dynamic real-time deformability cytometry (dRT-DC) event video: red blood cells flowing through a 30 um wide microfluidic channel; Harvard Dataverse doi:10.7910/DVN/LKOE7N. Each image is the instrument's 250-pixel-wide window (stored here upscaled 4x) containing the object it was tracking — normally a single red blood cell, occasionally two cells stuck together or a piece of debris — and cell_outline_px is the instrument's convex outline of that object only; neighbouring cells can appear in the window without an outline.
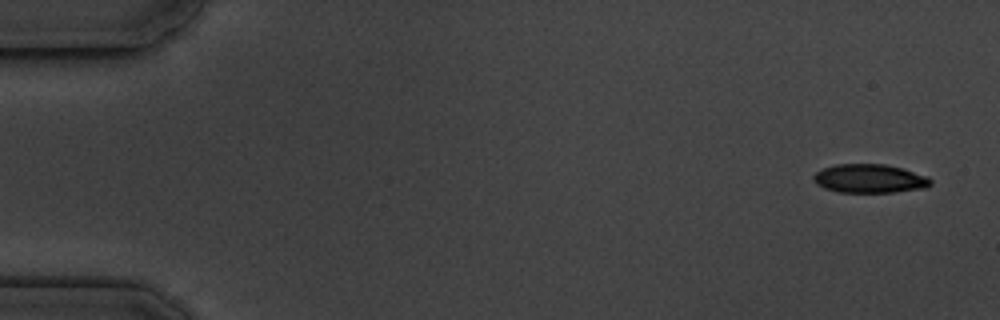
{"species": "common noctule bat (a hibernating species)", "species_latin": "Nyctalus noctula", "temperature_condition": "cold", "stored_images_in_passage": 5, "camera_frame_rate_fps": 3000, "um_per_image_px": 0.085, "animal": {"sex": "male", "body_mass_g": 19.5, "forearm_length_mm": 54.6}, "frame": {"image": 1, "passage_image": 1, "time_ms": 0.0, "image_size_px": [1000, 320], "cell_outline_px": [[932, 184], [924, 188], [892, 192], [840, 192], [824, 188], [816, 184], [812, 180], [812, 176], [816, 172], [824, 168], [836, 164], [884, 164], [900, 168], [928, 176], [932, 180]], "centroid_in_image_um": [73.9, 15.18], "position_along_channel_um": 11.1, "area_um2": 19.54}}
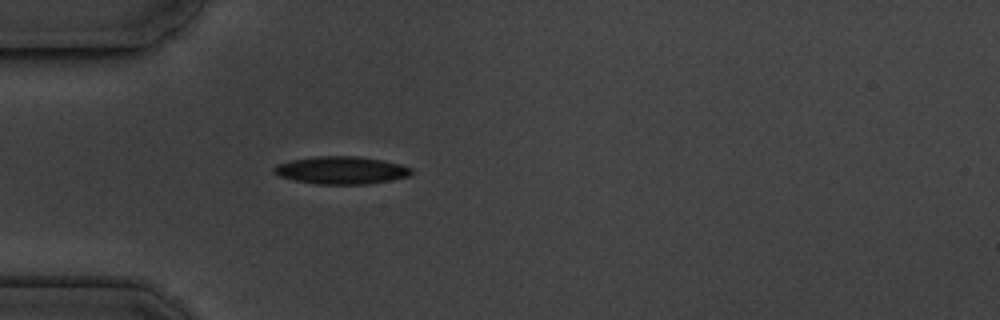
{"frame": {"image": 2, "passage_image": 5, "time_ms": 4.667, "image_size_px": [1000, 320], "cell_outline_px": [[412, 172], [408, 176], [392, 180], [364, 184], [316, 184], [296, 180], [280, 176], [272, 168], [276, 164], [292, 160], [316, 156], [356, 156], [384, 160], [400, 164], [412, 168]], "centroid_in_image_um": [29.03, 14.46], "position_along_channel_um": 56.0, "area_um2": 21.96}}